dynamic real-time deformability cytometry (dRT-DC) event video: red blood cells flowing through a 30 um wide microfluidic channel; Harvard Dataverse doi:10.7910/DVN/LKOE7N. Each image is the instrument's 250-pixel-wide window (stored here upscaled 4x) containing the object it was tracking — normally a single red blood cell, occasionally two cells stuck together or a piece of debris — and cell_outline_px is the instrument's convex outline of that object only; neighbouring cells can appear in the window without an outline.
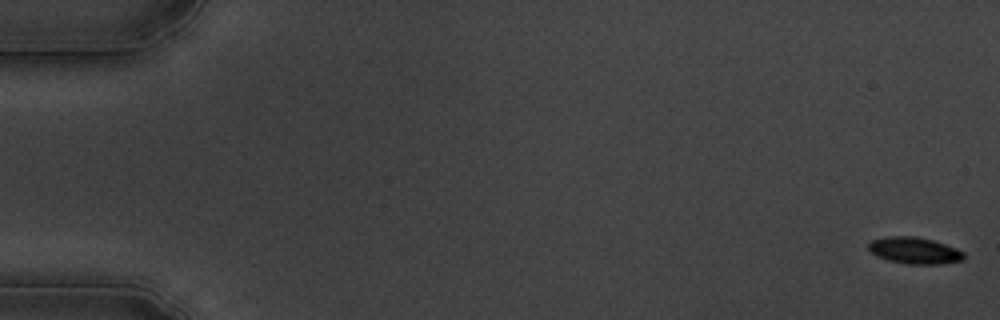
{"species": "common noctule bat (a hibernating species)", "species_latin": "Nyctalus noctula", "temperature_condition": "cold", "stored_images_in_passage": 57, "camera_frame_rate_fps": 3000, "um_per_image_px": 0.085, "animal": {"sex": "male", "body_mass_g": 19.5, "forearm_length_mm": 54.6}, "frame": {"image": 1, "passage_image": 1, "time_ms": 0.0, "image_size_px": [1000, 320], "cell_outline_px": [[964, 260], [940, 264], [908, 264], [888, 260], [876, 256], [868, 248], [868, 244], [872, 240], [884, 236], [916, 236], [932, 240], [956, 248], [964, 252]], "centroid_in_image_um": [77.72, 21.29], "position_along_channel_um": 7.3, "area_um2": 14.8}}
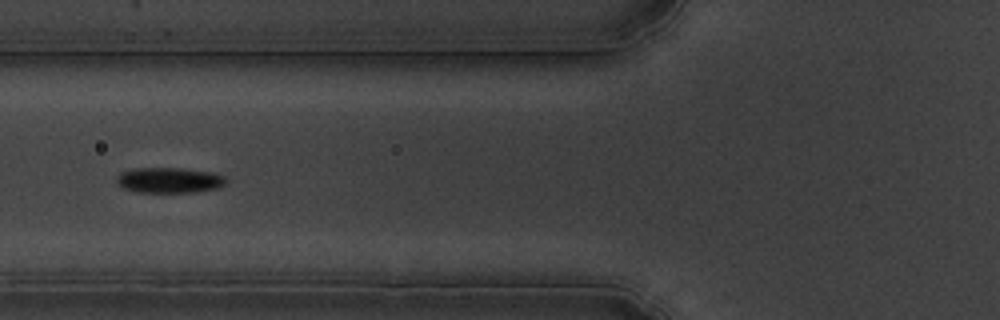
{"frame": {"image": 2, "passage_image": 22, "time_ms": 7.0, "image_size_px": [1000, 320], "cell_outline_px": [[224, 184], [216, 188], [196, 192], [136, 192], [124, 188], [116, 184], [116, 176], [120, 172], [132, 168], [184, 168], [212, 172], [224, 176]], "centroid_in_image_um": [14.32, 15.31], "position_along_channel_um": 111.5, "area_um2": 16.3}}
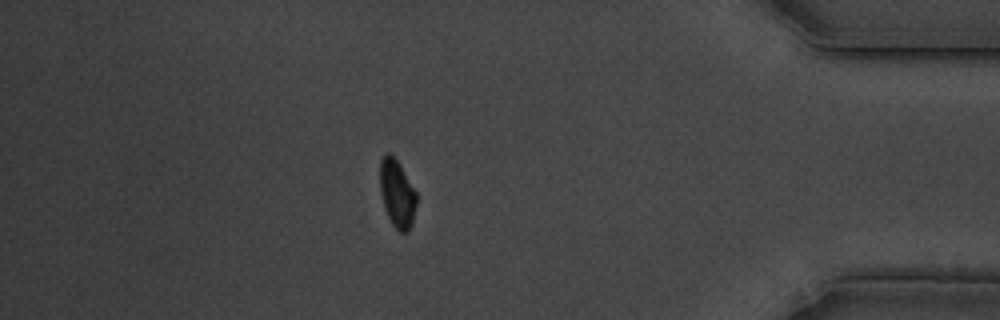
{"frame": {"image": 3, "passage_image": 49, "time_ms": 16.0, "image_size_px": [1000, 320], "cell_outline_px": [[416, 204], [412, 224], [408, 232], [400, 232], [392, 224], [388, 216], [380, 192], [380, 160], [388, 152], [400, 164], [416, 192]], "centroid_in_image_um": [33.75, 16.46], "position_along_channel_um": 401.4, "area_um2": 14.22}}